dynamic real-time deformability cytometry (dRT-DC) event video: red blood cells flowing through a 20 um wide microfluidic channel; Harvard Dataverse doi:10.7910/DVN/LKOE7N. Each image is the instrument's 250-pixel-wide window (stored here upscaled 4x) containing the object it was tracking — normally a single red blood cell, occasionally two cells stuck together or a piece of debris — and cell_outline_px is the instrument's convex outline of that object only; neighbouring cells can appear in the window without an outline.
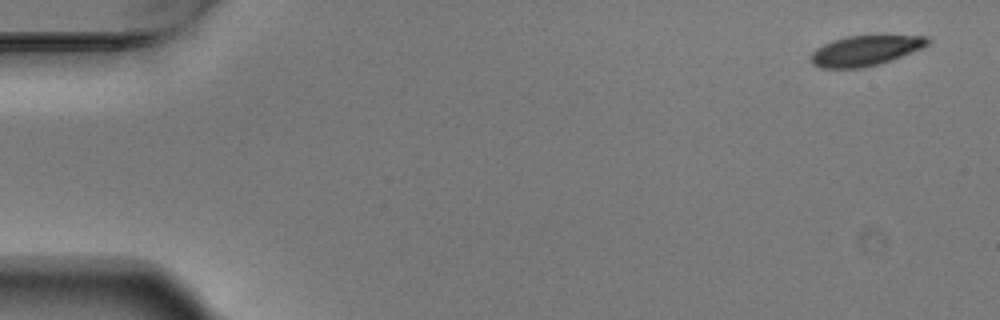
{"species": "Egyptian fruit bat (a non-hibernating species)", "species_latin": "Rousettus aegyptiacus", "temperature_condition": "warm", "stored_images_in_passage": 5, "camera_frame_rate_fps": 3000, "um_per_image_px": 0.085, "animal": {"sex": "male"}, "frame": {"image": 1, "passage_image": 1, "time_ms": 0.0, "image_size_px": [1000, 320], "cell_outline_px": [[932, 40], [928, 44], [920, 48], [900, 56], [876, 64], [860, 68], [820, 68], [812, 64], [808, 60], [812, 52], [816, 48], [824, 44], [848, 36], [928, 36]], "centroid_in_image_um": [73.48, 4.31], "position_along_channel_um": 11.5, "area_um2": 20.11}}
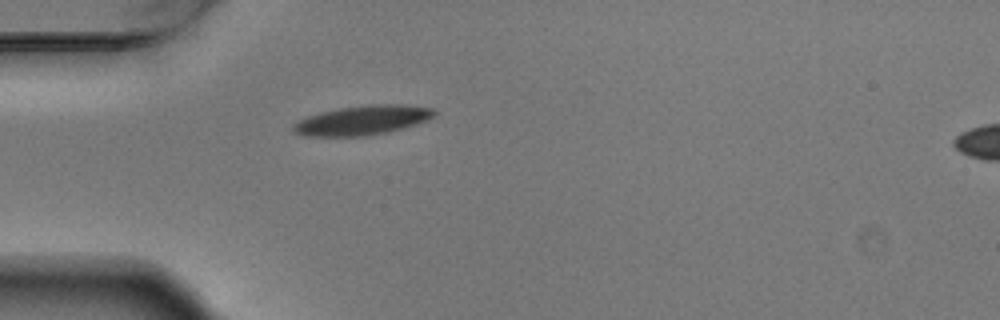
{"frame": {"image": 2, "passage_image": 5, "time_ms": 1.333, "image_size_px": [1000, 320], "cell_outline_px": [[436, 112], [428, 120], [404, 128], [388, 132], [364, 136], [304, 136], [296, 132], [292, 128], [292, 124], [308, 116], [320, 112], [340, 108], [368, 104], [400, 104], [432, 108]], "centroid_in_image_um": [30.81, 10.22], "position_along_channel_um": 54.2, "area_um2": 24.1}}